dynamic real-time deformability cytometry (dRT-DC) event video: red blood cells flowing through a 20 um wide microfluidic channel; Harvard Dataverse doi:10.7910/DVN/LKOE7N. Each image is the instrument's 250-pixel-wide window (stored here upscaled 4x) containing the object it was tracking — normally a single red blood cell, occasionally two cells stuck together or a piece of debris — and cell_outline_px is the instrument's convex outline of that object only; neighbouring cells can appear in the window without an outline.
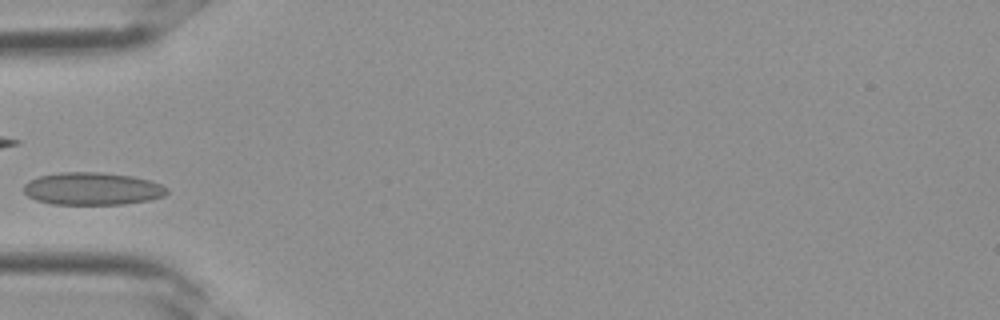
{"species": "Egyptian fruit bat (a non-hibernating species)", "species_latin": "Rousettus aegyptiacus", "temperature_condition": "room temperature", "stored_images_in_passage": 3, "camera_frame_rate_fps": 3000, "um_per_image_px": 0.085, "frame": {"image": 1, "passage_image": 3, "time_ms": 0.667, "image_size_px": [1000, 320], "cell_outline_px": [[168, 192], [164, 196], [148, 200], [124, 204], [52, 204], [36, 200], [28, 196], [24, 192], [24, 184], [28, 180], [40, 176], [60, 172], [100, 172], [132, 176], [148, 180], [160, 184], [168, 188]], "centroid_in_image_um": [7.83, 16.04], "position_along_channel_um": 77.2, "area_um2": 27.17}}